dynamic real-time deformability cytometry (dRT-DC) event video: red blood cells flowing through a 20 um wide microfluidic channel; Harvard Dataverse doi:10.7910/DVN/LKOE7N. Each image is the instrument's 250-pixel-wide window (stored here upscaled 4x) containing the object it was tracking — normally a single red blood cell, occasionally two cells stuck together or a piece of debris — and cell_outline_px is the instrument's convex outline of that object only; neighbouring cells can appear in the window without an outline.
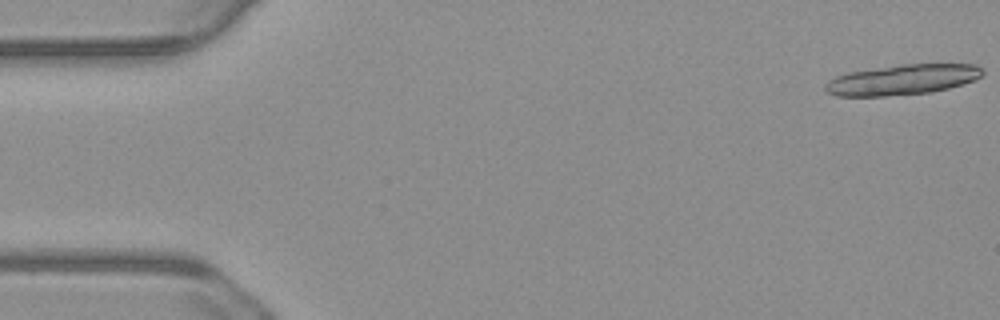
{"species": "common noctule bat (a hibernating species)", "species_latin": "Nyctalus noctula", "temperature_condition": "warm", "stored_images_in_passage": 29, "camera_frame_rate_fps": 3000, "um_per_image_px": 0.085, "animal": {"sex": "male", "body_mass_g": 23.1, "forearm_length_mm": 52.7}, "frame": {"image": 1, "passage_image": 1, "time_ms": 0.0, "image_size_px": [1000, 320], "cell_outline_px": [[984, 72], [976, 80], [964, 84], [932, 92], [884, 96], [836, 96], [828, 92], [824, 88], [824, 84], [828, 80], [836, 76], [848, 72], [900, 64], [976, 64]], "centroid_in_image_um": [76.69, 6.77], "position_along_channel_um": 8.3, "area_um2": 27.86}}